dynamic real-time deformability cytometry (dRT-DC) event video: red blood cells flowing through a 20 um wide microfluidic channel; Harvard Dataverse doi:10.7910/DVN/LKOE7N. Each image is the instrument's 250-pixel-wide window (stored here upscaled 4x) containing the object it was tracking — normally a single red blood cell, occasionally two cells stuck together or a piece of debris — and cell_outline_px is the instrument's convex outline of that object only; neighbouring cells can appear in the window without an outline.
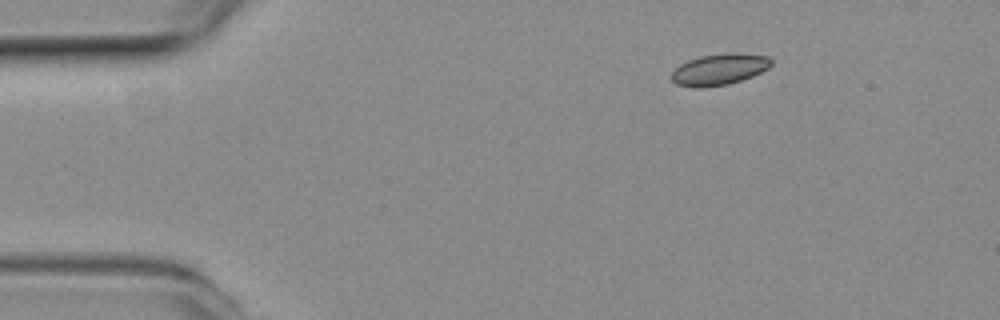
{"species": "common noctule bat (a hibernating species)", "species_latin": "Nyctalus noctula", "temperature_condition": "room temperature", "stored_images_in_passage": 3, "camera_frame_rate_fps": 3000, "um_per_image_px": 0.085, "animal": {"sex": "female", "body_mass_g": 19.3, "forearm_length_mm": 54.1}, "frame": {"image": 1, "passage_image": 1, "time_ms": 0.0, "image_size_px": [1000, 320], "cell_outline_px": [[772, 64], [768, 68], [752, 76], [728, 84], [676, 84], [672, 80], [672, 72], [680, 64], [688, 60], [700, 56], [728, 52], [736, 52], [768, 56], [772, 60]], "centroid_in_image_um": [61.22, 5.82], "position_along_channel_um": 23.8, "area_um2": 17.4}}
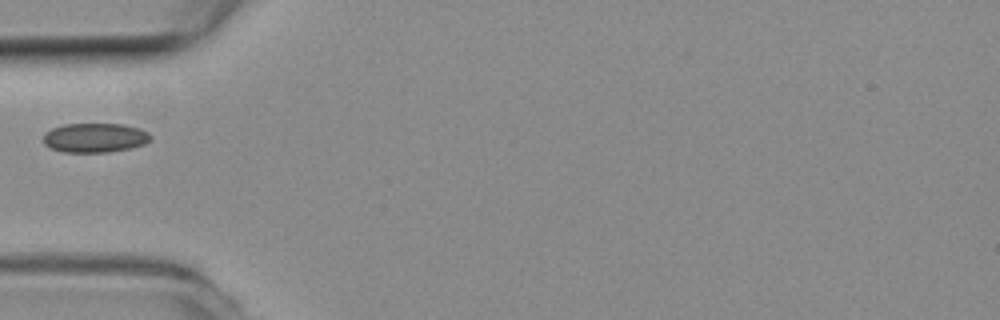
{"frame": {"image": 2, "passage_image": 3, "time_ms": 0.667, "image_size_px": [1000, 320], "cell_outline_px": [[152, 140], [144, 144], [128, 148], [108, 152], [64, 152], [52, 148], [44, 144], [44, 132], [52, 128], [64, 124], [124, 124], [140, 128], [148, 132], [152, 136]], "centroid_in_image_um": [8.09, 11.7], "position_along_channel_um": 76.9, "area_um2": 18.38}}